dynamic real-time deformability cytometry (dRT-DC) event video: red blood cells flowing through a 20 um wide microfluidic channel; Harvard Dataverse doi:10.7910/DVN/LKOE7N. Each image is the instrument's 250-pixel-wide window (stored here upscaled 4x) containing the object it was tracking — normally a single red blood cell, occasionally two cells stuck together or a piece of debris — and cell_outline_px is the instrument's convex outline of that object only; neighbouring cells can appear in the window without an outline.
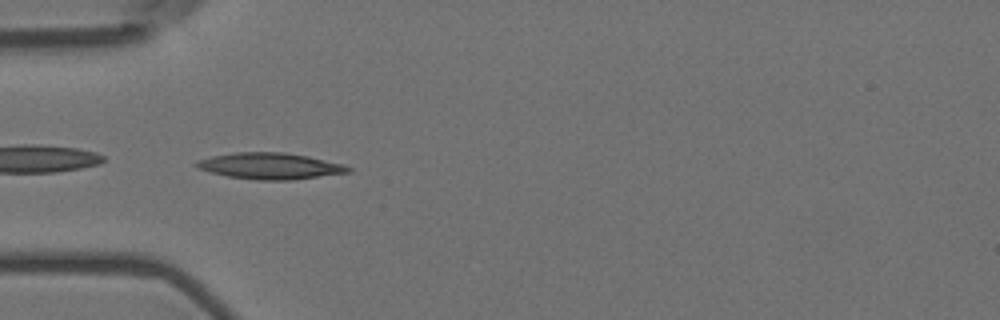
{"species": "Egyptian fruit bat (a non-hibernating species)", "species_latin": "Rousettus aegyptiacus", "temperature_condition": "room temperature", "stored_images_in_passage": 40, "camera_frame_rate_fps": 3000, "um_per_image_px": 0.085, "animal": {"sex": "female"}, "frame": {"image": 1, "passage_image": 1, "time_ms": 0.0, "image_size_px": [1000, 320], "cell_outline_px": [[352, 172], [292, 180], [256, 180], [228, 176], [196, 168], [192, 164], [196, 160], [212, 156], [236, 152], [284, 152], [308, 156], [344, 164], [352, 168]], "centroid_in_image_um": [22.96, 14.11], "position_along_channel_um": 62.0, "area_um2": 23.41}}
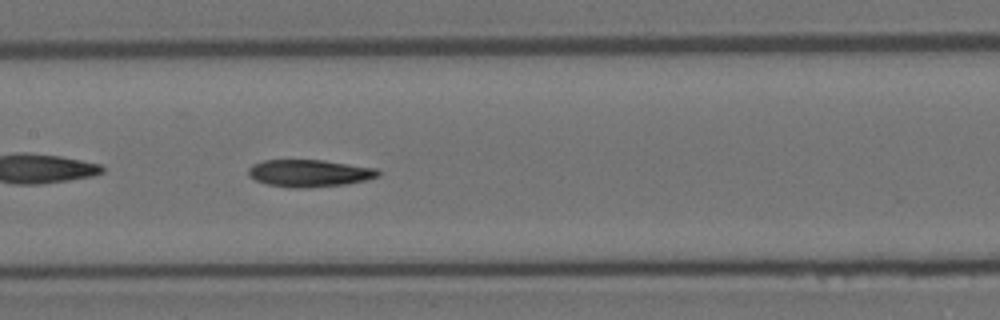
{"frame": {"image": 2, "passage_image": 11, "time_ms": 3.333, "image_size_px": [1000, 320], "cell_outline_px": [[380, 176], [364, 180], [344, 184], [308, 188], [288, 188], [268, 184], [256, 180], [248, 176], [248, 168], [252, 164], [264, 160], [324, 160], [376, 168], [380, 172]], "centroid_in_image_um": [26.27, 14.72], "position_along_channel_um": 181.1, "area_um2": 20.63}}
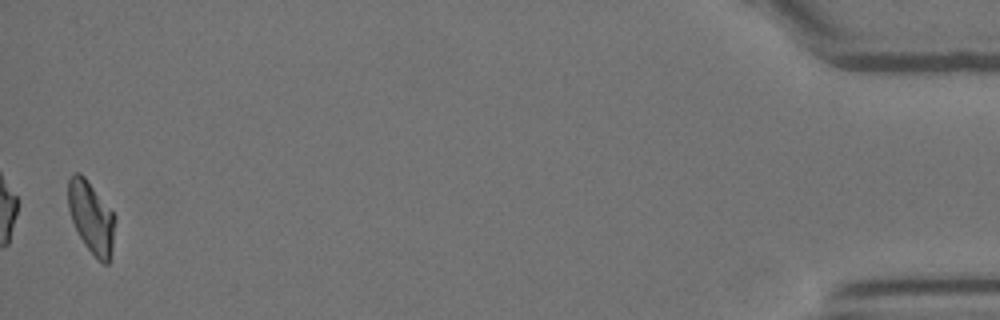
{"frame": {"image": 3, "passage_image": 39, "time_ms": 12.667, "image_size_px": [1000, 320], "cell_outline_px": [[116, 220], [112, 248], [108, 264], [104, 264], [96, 260], [84, 244], [72, 220], [68, 208], [68, 180], [72, 172], [80, 172], [84, 176], [116, 216]], "centroid_in_image_um": [7.76, 18.48], "position_along_channel_um": 427.4, "area_um2": 19.71}, "authors_computed_cell_mechanics": {"area_um2": 20.4612, "velocity_mm_per_s": 3.6054, "shape_relaxation_time_tau1_ms": 8.1646, "shape_relaxation_time_tau2_ms": 9.4866, "deformation_change_tau1": 0.2125, "deformation_change_tau2": 0.1928}}